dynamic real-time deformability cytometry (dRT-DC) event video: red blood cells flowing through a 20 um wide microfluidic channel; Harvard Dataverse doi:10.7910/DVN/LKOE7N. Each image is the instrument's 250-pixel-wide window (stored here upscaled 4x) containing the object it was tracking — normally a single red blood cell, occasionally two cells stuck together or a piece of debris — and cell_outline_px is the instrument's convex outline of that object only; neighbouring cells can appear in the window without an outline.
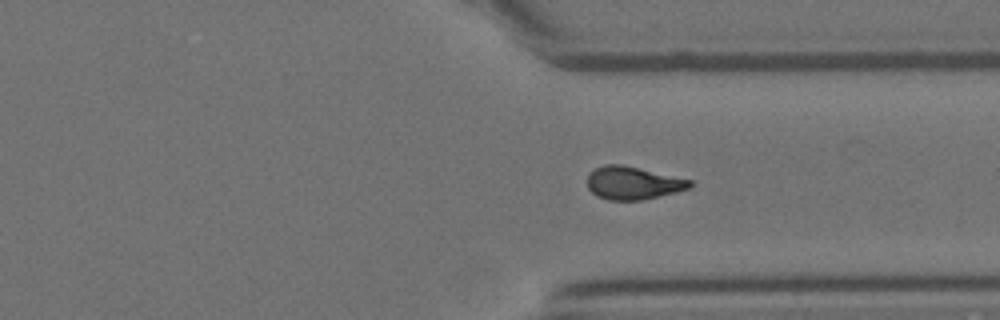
{"species": "Egyptian fruit bat (a non-hibernating species)", "species_latin": "Rousettus aegyptiacus", "temperature_condition": "room temperature", "stored_images_in_passage": 32, "camera_frame_rate_fps": 3000, "um_per_image_px": 0.085, "animal": {"sex": "female"}, "frame": {"image": 1, "passage_image": 28, "time_ms": 9.0, "image_size_px": [1000, 320], "cell_outline_px": [[692, 184], [688, 188], [676, 192], [640, 200], [608, 200], [596, 196], [588, 188], [588, 172], [604, 164], [620, 164], [692, 180]], "centroid_in_image_um": [53.76, 15.55], "position_along_channel_um": 357.6, "area_um2": 19.48}, "authors_computed_cell_mechanics": {"area_um2": 19.9699, "velocity_mm_per_s": 3.6292, "shape_relaxation_time_tau1_ms": 9.1098, "shape_relaxation_time_tau2_ms": 4.0685, "deformation_change_tau1": 0.2505, "deformation_change_tau2": 0.1061}}